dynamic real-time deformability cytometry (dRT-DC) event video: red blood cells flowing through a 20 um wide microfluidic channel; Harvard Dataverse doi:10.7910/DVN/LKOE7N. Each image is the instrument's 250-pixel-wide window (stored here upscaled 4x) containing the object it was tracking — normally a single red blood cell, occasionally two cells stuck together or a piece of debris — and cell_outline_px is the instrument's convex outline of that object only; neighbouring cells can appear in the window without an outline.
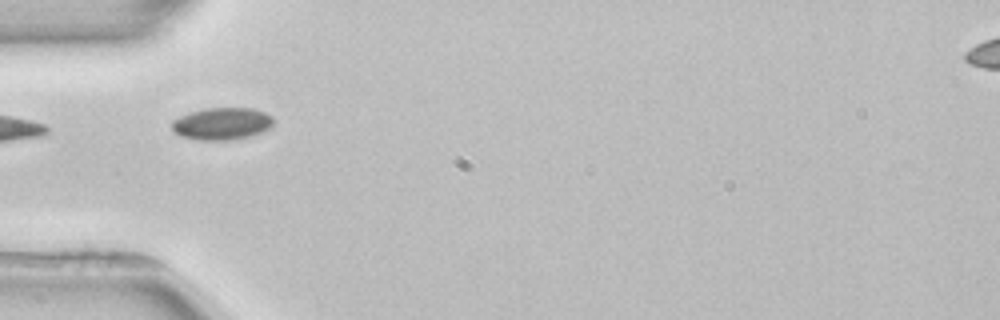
{"species": "common noctule bat (a hibernating species)", "species_latin": "Nyctalus noctula", "temperature_condition": "room temperature", "stored_images_in_passage": 4, "segment_of_instrument_passage": [2, 2], "camera_frame_rate_fps": 3000, "um_per_image_px": 0.085, "animal": {"sex": "female", "body_mass_g": 22.7, "forearm_length_mm": 54.2}, "frame": {"image": 1, "passage_image": 4, "time_ms": 4.667, "image_size_px": [1000, 320], "cell_outline_px": [[272, 124], [268, 128], [260, 132], [248, 136], [228, 140], [200, 140], [180, 136], [172, 132], [172, 120], [180, 116], [204, 108], [252, 108], [264, 112], [272, 116]], "centroid_in_image_um": [18.81, 10.51], "position_along_channel_um": 66.2, "area_um2": 18.9}}